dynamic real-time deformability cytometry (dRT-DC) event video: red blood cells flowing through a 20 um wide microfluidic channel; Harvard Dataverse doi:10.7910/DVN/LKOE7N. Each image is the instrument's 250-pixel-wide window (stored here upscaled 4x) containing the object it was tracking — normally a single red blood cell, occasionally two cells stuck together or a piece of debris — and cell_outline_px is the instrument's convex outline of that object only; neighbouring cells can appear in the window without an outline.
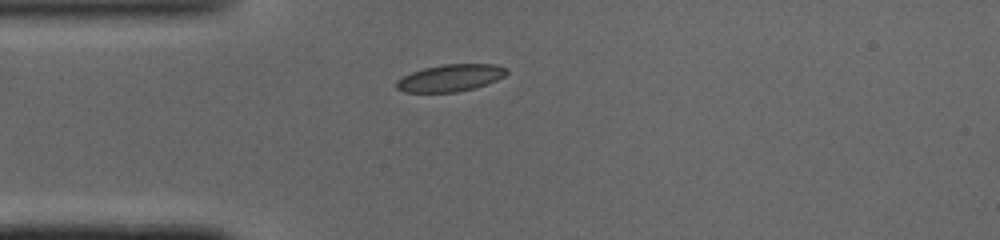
{"species": "common noctule bat (a hibernating species)", "species_latin": "Nyctalus noctula", "temperature_condition": "cold", "stored_images_in_passage": 37, "camera_frame_rate_fps": 3000, "um_per_image_px": 0.085, "animal": {"sex": "male", "body_mass_g": 19.0, "forearm_length_mm": 50.8}, "frame": {"image": 1, "passage_image": 1, "time_ms": 0.0, "image_size_px": [1000, 240], "cell_outline_px": [[508, 72], [504, 76], [488, 84], [476, 88], [456, 92], [404, 92], [396, 88], [396, 80], [412, 72], [424, 68], [444, 64], [496, 64], [508, 68]], "centroid_in_image_um": [38.31, 6.62], "position_along_channel_um": 46.7, "area_um2": 17.46}}
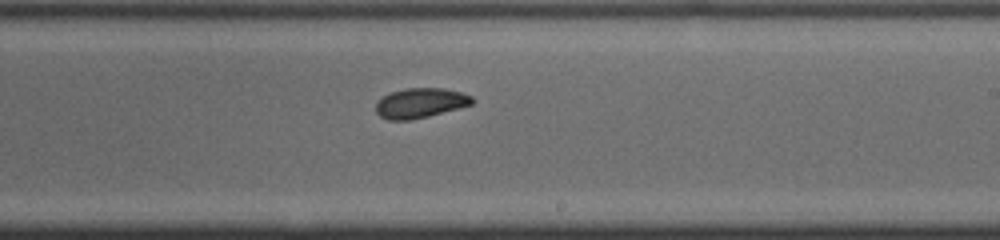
{"frame": {"image": 2, "passage_image": 17, "time_ms": 5.333, "image_size_px": [1000, 240], "cell_outline_px": [[476, 100], [472, 104], [428, 116], [412, 120], [388, 120], [380, 116], [376, 112], [376, 100], [392, 92], [404, 88], [444, 88], [460, 92], [472, 96]], "centroid_in_image_um": [35.72, 8.75], "position_along_channel_um": 253.3, "area_um2": 16.76}}
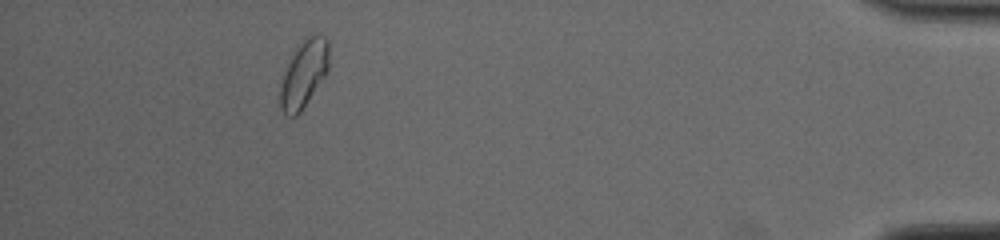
{"frame": {"image": 3, "passage_image": 33, "time_ms": 10.667, "image_size_px": [1000, 240], "cell_outline_px": [[328, 68], [324, 76], [300, 112], [296, 116], [288, 116], [280, 108], [280, 84], [284, 72], [296, 48], [304, 36], [316, 32], [320, 32], [328, 40]], "centroid_in_image_um": [25.83, 6.21], "position_along_channel_um": 409.4, "area_um2": 19.02}, "authors_computed_cell_mechanics": {"area_um2": 17.34, "velocity_mm_per_s": 4.0755, "shape_relaxation_time_tau1_ms": 7.2301, "shape_relaxation_time_tau2_ms": 6.3187, "deformation_change_tau1": 0.1511, "deformation_change_tau2": 0.0723}}